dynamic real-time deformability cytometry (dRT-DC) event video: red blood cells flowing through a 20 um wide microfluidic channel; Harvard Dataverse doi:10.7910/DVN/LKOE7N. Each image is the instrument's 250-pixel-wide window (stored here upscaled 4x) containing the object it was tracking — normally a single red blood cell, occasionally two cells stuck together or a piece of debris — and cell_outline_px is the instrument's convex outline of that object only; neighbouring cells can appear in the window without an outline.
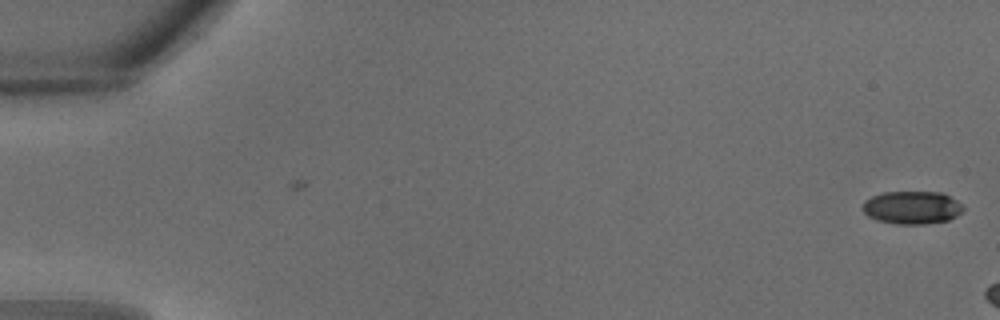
{"species": "common noctule bat (a hibernating species)", "species_latin": "Nyctalus noctula", "temperature_condition": "warm", "stored_images_in_passage": 5, "camera_frame_rate_fps": 3000, "um_per_image_px": 0.085, "animal": {"sex": "male", "body_mass_g": 18.8}, "frame": {"image": 1, "passage_image": 1, "time_ms": 0.0, "image_size_px": [1000, 320], "cell_outline_px": [[964, 212], [948, 220], [924, 224], [896, 224], [876, 220], [868, 216], [864, 212], [864, 200], [872, 196], [884, 192], [944, 192], [964, 204]], "centroid_in_image_um": [77.58, 17.64], "position_along_channel_um": 7.4, "area_um2": 19.54}}